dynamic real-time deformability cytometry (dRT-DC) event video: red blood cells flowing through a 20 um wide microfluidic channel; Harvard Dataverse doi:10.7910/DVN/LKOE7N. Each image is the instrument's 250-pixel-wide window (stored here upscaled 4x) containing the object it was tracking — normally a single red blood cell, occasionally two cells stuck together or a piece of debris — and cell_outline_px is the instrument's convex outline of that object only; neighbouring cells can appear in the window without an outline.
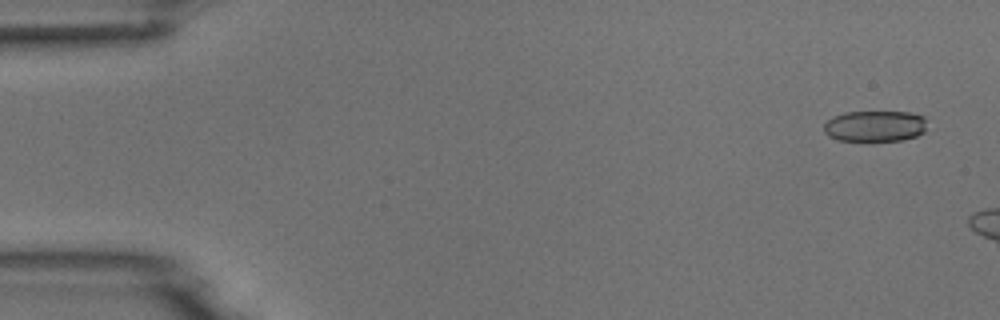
{"species": "common noctule bat (a hibernating species)", "species_latin": "Nyctalus noctula", "temperature_condition": "room temperature", "stored_images_in_passage": 2, "camera_frame_rate_fps": 3000, "um_per_image_px": 0.085, "animal": {"sex": "male", "body_mass_g": 18.8}, "frame": {"image": 1, "passage_image": 1, "time_ms": 0.0, "image_size_px": [1000, 320], "cell_outline_px": [[924, 132], [916, 136], [904, 140], [836, 140], [828, 136], [824, 132], [824, 124], [832, 116], [844, 112], [908, 112], [924, 116]], "centroid_in_image_um": [74.33, 10.71], "position_along_channel_um": 10.7, "area_um2": 18.55}}